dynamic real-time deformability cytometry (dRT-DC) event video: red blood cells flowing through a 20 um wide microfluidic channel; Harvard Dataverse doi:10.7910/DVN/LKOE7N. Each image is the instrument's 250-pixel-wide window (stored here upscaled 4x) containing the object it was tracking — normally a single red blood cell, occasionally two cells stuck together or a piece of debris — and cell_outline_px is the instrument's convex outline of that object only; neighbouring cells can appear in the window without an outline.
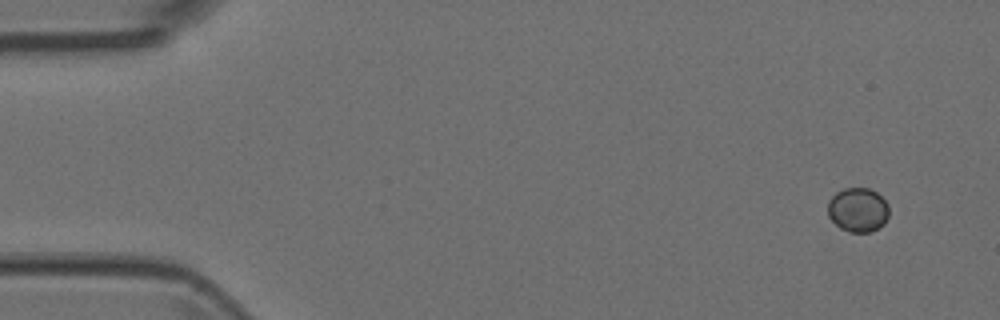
{"species": "Egyptian fruit bat (a non-hibernating species)", "species_latin": "Rousettus aegyptiacus", "temperature_condition": "room temperature", "stored_images_in_passage": 7, "camera_frame_rate_fps": 3000, "um_per_image_px": 0.085, "animal": {"sex": "female"}, "frame": {"image": 1, "passage_image": 1, "time_ms": 0.0, "image_size_px": [1000, 320], "cell_outline_px": [[888, 216], [884, 224], [868, 232], [848, 232], [840, 228], [828, 216], [828, 200], [836, 192], [844, 188], [868, 188], [876, 192], [888, 204]], "centroid_in_image_um": [72.9, 17.83], "position_along_channel_um": 12.1, "area_um2": 15.72}}
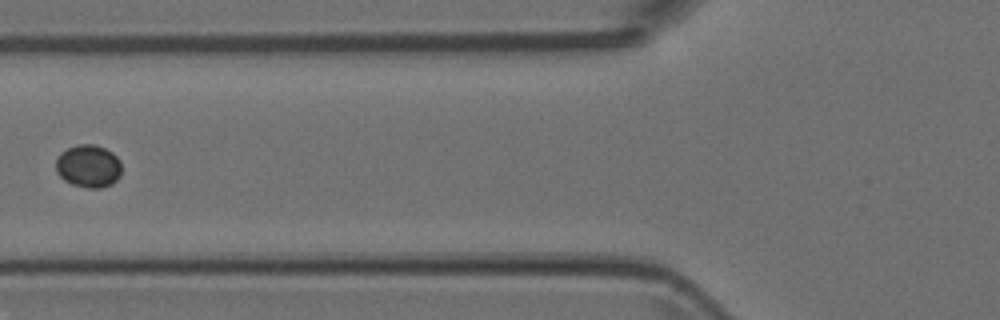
{"frame": {"image": 2, "passage_image": 6, "time_ms": 1.667, "image_size_px": [1000, 320], "cell_outline_px": [[120, 176], [112, 184], [100, 188], [88, 188], [72, 184], [64, 180], [56, 172], [56, 160], [60, 152], [76, 144], [92, 144], [104, 148], [112, 152], [120, 160]], "centroid_in_image_um": [7.5, 14.12], "position_along_channel_um": 118.3, "area_um2": 16.42}}
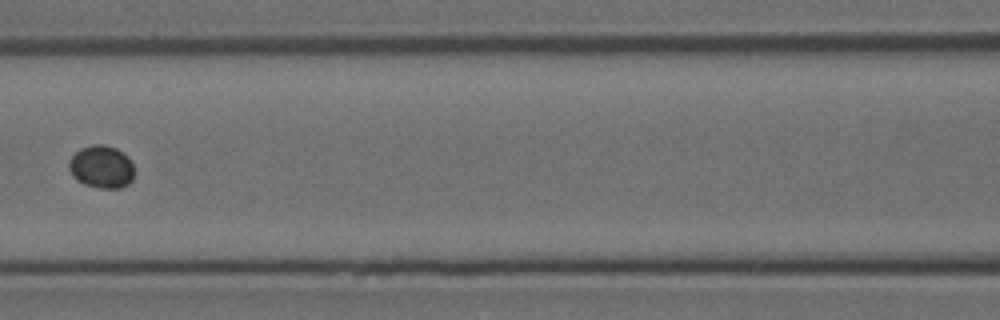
{"frame": {"image": 3, "passage_image": 7, "time_ms": 2.0, "image_size_px": [1000, 320], "cell_outline_px": [[132, 180], [128, 184], [120, 188], [100, 188], [84, 184], [76, 180], [72, 176], [68, 168], [68, 160], [80, 148], [92, 144], [104, 144], [116, 148], [124, 152], [132, 160]], "centroid_in_image_um": [8.6, 14.16], "position_along_channel_um": 158.0, "area_um2": 16.47}}